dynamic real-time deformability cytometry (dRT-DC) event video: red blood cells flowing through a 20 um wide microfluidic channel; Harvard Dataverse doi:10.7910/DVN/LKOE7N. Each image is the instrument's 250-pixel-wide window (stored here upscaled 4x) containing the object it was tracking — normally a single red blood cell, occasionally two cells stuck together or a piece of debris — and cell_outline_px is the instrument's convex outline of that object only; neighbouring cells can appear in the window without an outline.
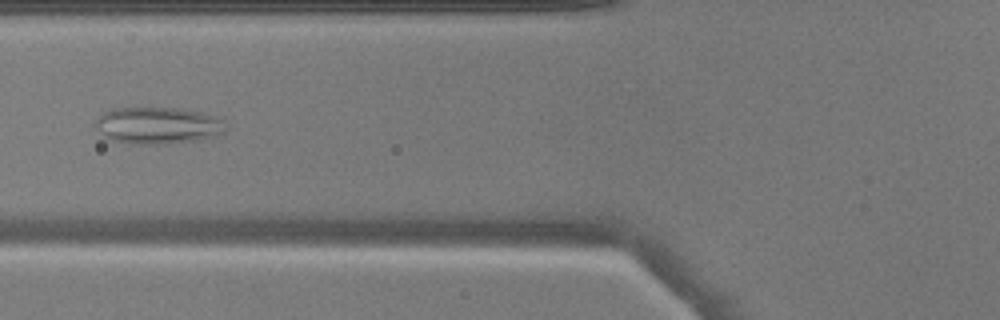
{"species": "common noctule bat (a hibernating species)", "species_latin": "Nyctalus noctula", "temperature_condition": "warm", "stored_images_in_passage": 31, "camera_frame_rate_fps": 3000, "um_per_image_px": 0.085, "animal": {"sex": "male", "body_mass_g": 17.9}, "frame": {"image": 1, "passage_image": 5, "time_ms": 1.333, "image_size_px": [1000, 320], "cell_outline_px": [[228, 128], [224, 132], [200, 140], [164, 144], [132, 144], [112, 140], [104, 136], [96, 128], [96, 120], [100, 112], [112, 108], [180, 108], [200, 112], [216, 116], [224, 120]], "centroid_in_image_um": [13.42, 10.66], "position_along_channel_um": 112.4, "area_um2": 28.26}}
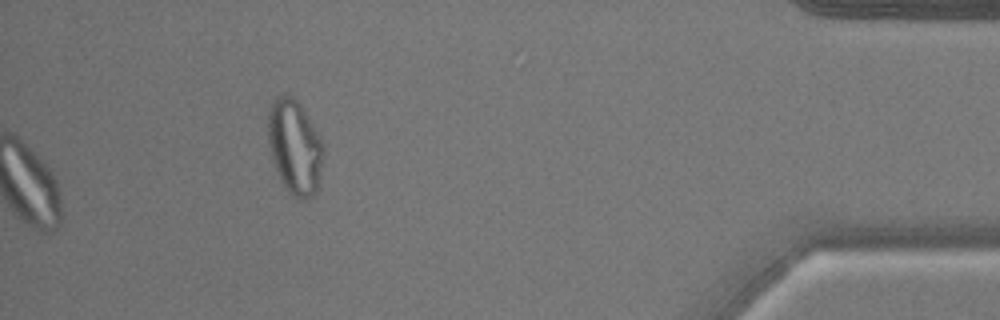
{"frame": {"image": 2, "passage_image": 31, "time_ms": 10.0, "image_size_px": [1000, 320], "cell_outline_px": [[324, 156], [316, 192], [312, 196], [304, 200], [292, 196], [284, 188], [280, 180], [272, 156], [268, 140], [268, 108], [276, 96], [284, 92], [292, 96], [300, 104], [320, 136], [324, 144]], "centroid_in_image_um": [25.05, 12.47], "position_along_channel_um": 410.1, "area_um2": 30.75}}